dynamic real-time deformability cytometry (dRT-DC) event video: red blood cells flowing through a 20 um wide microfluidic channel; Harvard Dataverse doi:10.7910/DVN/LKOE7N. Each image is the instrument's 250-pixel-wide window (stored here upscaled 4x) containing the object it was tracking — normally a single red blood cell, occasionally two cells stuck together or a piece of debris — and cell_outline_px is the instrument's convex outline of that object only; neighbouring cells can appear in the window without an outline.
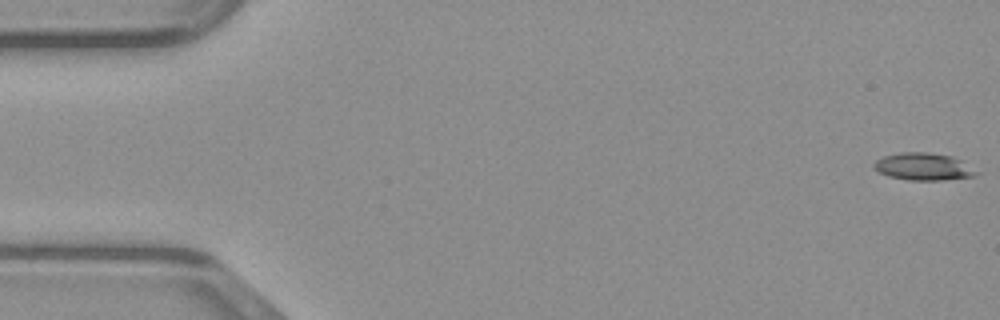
{"species": "common noctule bat (a hibernating species)", "species_latin": "Nyctalus noctula", "temperature_condition": "warm", "stored_images_in_passage": 49, "camera_frame_rate_fps": 3000, "um_per_image_px": 0.085, "animal": {"sex": "male", "body_mass_g": 23.1, "forearm_length_mm": 52.7}, "frame": {"image": 1, "passage_image": 1, "time_ms": 0.0, "image_size_px": [1000, 320], "cell_outline_px": [[980, 172], [976, 176], [944, 180], [908, 180], [888, 176], [880, 172], [872, 164], [876, 160], [884, 156], [900, 152], [924, 152], [952, 156], [960, 160]], "centroid_in_image_um": [78.51, 14.17], "position_along_channel_um": 6.5, "area_um2": 16.24}}
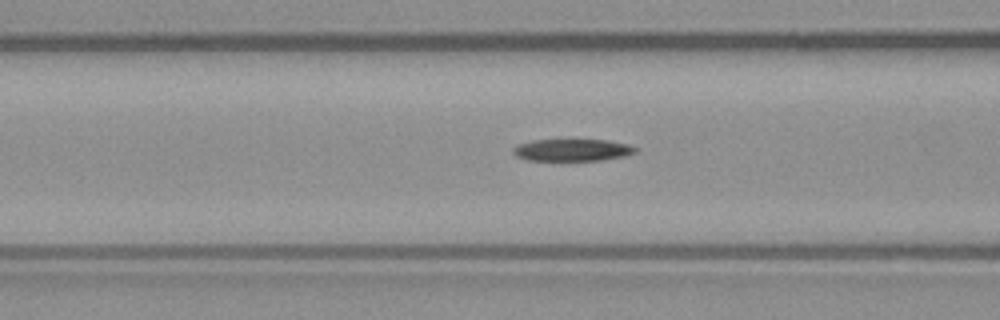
{"frame": {"image": 2, "passage_image": 19, "time_ms": 6.0, "image_size_px": [1000, 320], "cell_outline_px": [[640, 148], [636, 152], [624, 156], [600, 160], [528, 160], [516, 156], [512, 152], [512, 148], [520, 144], [532, 140], [604, 140], [628, 144]], "centroid_in_image_um": [48.66, 12.75], "position_along_channel_um": 117.9, "area_um2": 15.61}}
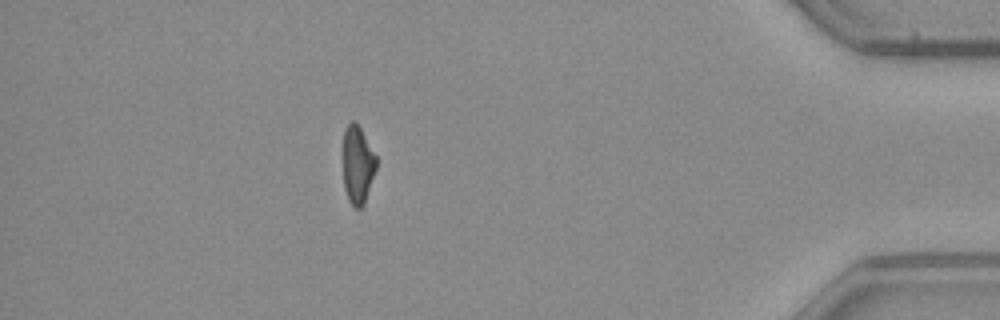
{"frame": {"image": 3, "passage_image": 43, "time_ms": 14.0, "image_size_px": [1000, 320], "cell_outline_px": [[376, 168], [364, 204], [360, 208], [356, 208], [348, 200], [344, 188], [344, 128], [352, 120], [356, 120], [376, 156]], "centroid_in_image_um": [30.4, 13.98], "position_along_channel_um": 404.8, "area_um2": 14.91}}